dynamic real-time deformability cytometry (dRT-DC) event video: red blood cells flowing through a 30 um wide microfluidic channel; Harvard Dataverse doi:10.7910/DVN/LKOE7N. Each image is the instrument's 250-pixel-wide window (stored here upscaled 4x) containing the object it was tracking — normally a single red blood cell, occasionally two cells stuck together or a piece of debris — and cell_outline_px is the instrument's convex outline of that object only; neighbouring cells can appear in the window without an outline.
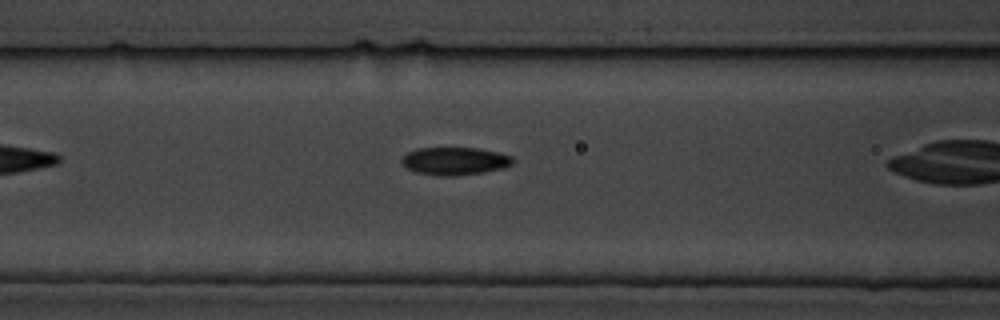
{"species": "common noctule bat (a hibernating species)", "species_latin": "Nyctalus noctula", "temperature_condition": "cold", "stored_images_in_passage": 27, "camera_frame_rate_fps": 3000, "um_per_image_px": 0.085, "animal": {"sex": "male", "body_mass_g": 19.5, "forearm_length_mm": 54.6}, "frame": {"image": 1, "passage_image": 5, "time_ms": 1.333, "image_size_px": [1000, 320], "cell_outline_px": [[516, 160], [512, 164], [504, 168], [484, 172], [456, 176], [436, 176], [416, 172], [408, 168], [400, 160], [408, 152], [416, 148], [476, 148], [496, 152], [512, 156]], "centroid_in_image_um": [38.68, 13.7], "position_along_channel_um": 127.9, "area_um2": 18.03}}
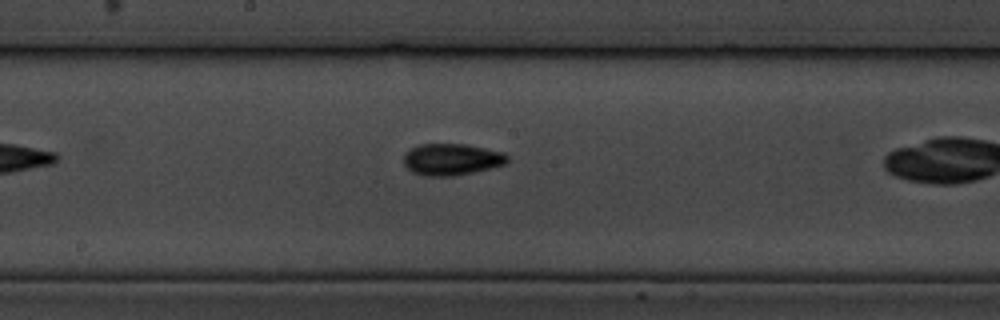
{"frame": {"image": 2, "passage_image": 12, "time_ms": 3.667, "image_size_px": [1000, 320], "cell_outline_px": [[508, 160], [504, 164], [472, 172], [452, 176], [424, 176], [412, 172], [404, 164], [404, 156], [412, 148], [420, 144], [464, 144], [504, 152], [508, 156]], "centroid_in_image_um": [38.38, 13.55], "position_along_channel_um": 209.8, "area_um2": 18.84}}